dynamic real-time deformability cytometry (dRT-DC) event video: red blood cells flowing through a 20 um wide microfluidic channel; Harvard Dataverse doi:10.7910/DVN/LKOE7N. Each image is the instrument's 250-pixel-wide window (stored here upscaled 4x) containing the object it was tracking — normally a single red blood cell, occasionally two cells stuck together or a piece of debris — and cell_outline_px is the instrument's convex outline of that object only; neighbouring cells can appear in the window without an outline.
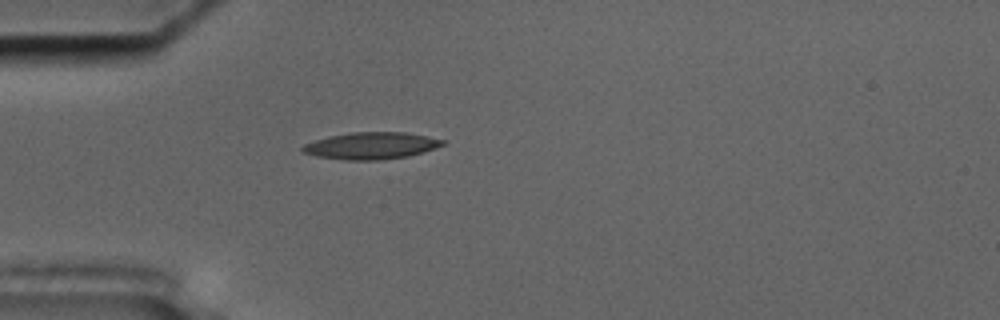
{"species": "common noctule bat (a hibernating species)", "species_latin": "Nyctalus noctula", "temperature_condition": "cold", "stored_images_in_passage": 41, "camera_frame_rate_fps": 3000, "um_per_image_px": 0.085, "animal": {"sex": "male", "body_mass_g": 17.5, "forearm_length_mm": 52.3}, "frame": {"image": 1, "passage_image": 1, "time_ms": 0.0, "image_size_px": [1000, 320], "cell_outline_px": [[448, 140], [444, 144], [436, 148], [408, 156], [380, 160], [344, 160], [316, 156], [304, 152], [300, 148], [304, 144], [328, 136], [352, 132], [404, 132], [428, 136]], "centroid_in_image_um": [31.58, 12.38], "position_along_channel_um": 53.4, "area_um2": 22.02}}
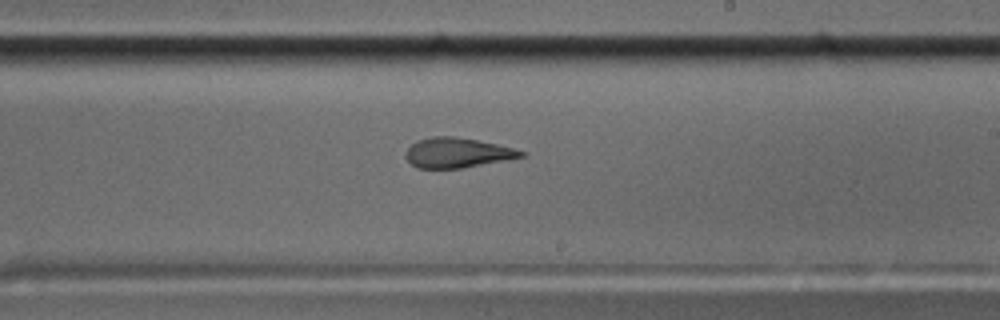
{"frame": {"image": 2, "passage_image": 18, "time_ms": 5.667, "image_size_px": [1000, 320], "cell_outline_px": [[528, 152], [524, 156], [508, 160], [460, 168], [416, 168], [404, 156], [408, 148], [416, 140], [432, 136], [452, 136], [476, 140], [496, 144]], "centroid_in_image_um": [38.86, 12.98], "position_along_channel_um": 250.1, "area_um2": 20.06}}
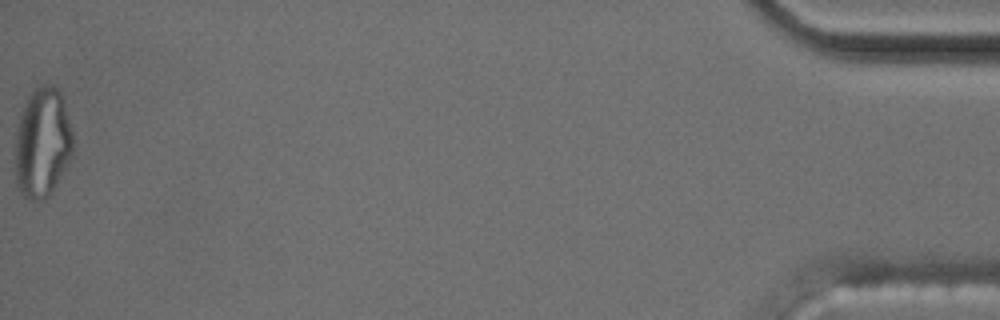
{"frame": {"image": 3, "passage_image": 41, "time_ms": 13.333, "image_size_px": [1000, 320], "cell_outline_px": [[72, 156], [48, 196], [44, 200], [32, 200], [24, 196], [16, 184], [16, 132], [20, 116], [32, 92], [36, 88], [44, 84], [52, 84], [60, 92], [72, 132]], "centroid_in_image_um": [3.6, 12.15], "position_along_channel_um": 431.6, "area_um2": 36.18}, "authors_computed_cell_mechanics": {"area_um2": 21.8484, "velocity_mm_per_s": 3.6248, "shape_relaxation_time_tau1_ms": null, "shape_relaxation_time_tau2_ms": 2.3199, "deformation_change_tau1": null, "deformation_change_tau2": 0.1076}}